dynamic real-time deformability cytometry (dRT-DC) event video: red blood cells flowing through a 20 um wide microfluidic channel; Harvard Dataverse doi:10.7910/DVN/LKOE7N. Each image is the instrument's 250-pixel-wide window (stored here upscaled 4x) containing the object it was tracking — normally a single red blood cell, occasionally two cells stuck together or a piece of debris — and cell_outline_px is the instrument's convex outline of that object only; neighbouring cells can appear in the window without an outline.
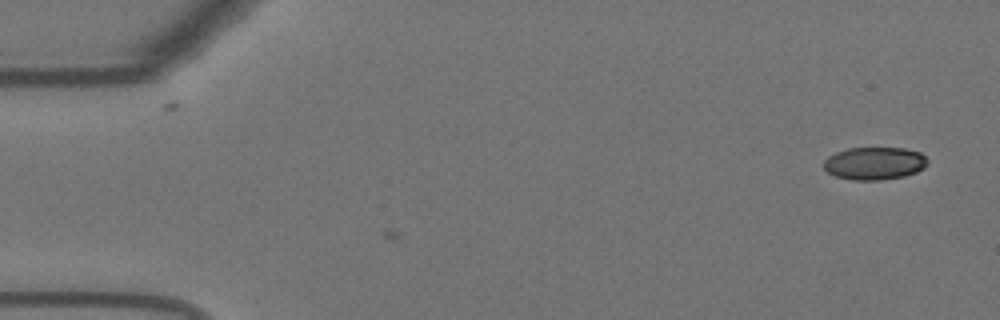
{"species": "Egyptian fruit bat (a non-hibernating species)", "species_latin": "Rousettus aegyptiacus", "temperature_condition": "warm", "stored_images_in_passage": 7, "camera_frame_rate_fps": 3000, "um_per_image_px": 0.085, "animal": {"sex": "female"}, "frame": {"image": 1, "passage_image": 7, "time_ms": 2.0, "image_size_px": [1000, 320], "cell_outline_px": [[928, 164], [924, 168], [916, 172], [904, 176], [880, 180], [852, 180], [836, 176], [828, 172], [824, 168], [824, 160], [828, 156], [836, 152], [848, 148], [904, 148], [920, 152], [928, 160]], "centroid_in_image_um": [74.34, 13.88], "position_along_channel_um": 10.7, "area_um2": 19.83}}